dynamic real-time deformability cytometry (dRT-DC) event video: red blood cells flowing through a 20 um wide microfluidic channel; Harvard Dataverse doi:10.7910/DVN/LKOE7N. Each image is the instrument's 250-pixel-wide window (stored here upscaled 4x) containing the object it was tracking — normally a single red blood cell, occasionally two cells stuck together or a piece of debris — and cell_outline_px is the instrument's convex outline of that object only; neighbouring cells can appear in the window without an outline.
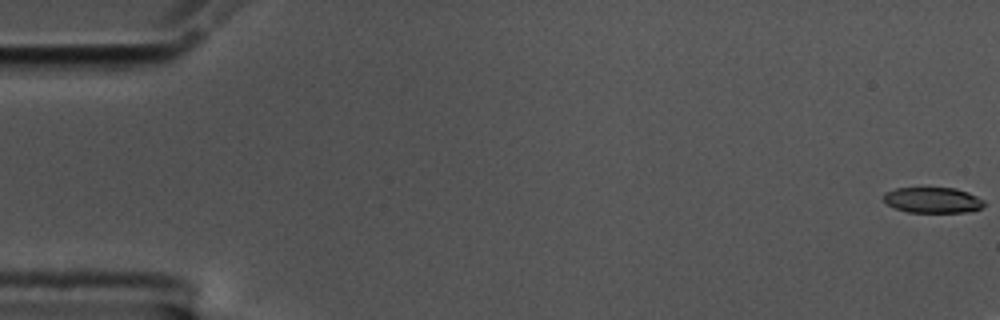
{"species": "common noctule bat (a hibernating species)", "species_latin": "Nyctalus noctula", "temperature_condition": "cold", "stored_images_in_passage": 18, "camera_frame_rate_fps": 3000, "um_per_image_px": 0.085, "animal": {"sex": "male", "body_mass_g": 17.5, "forearm_length_mm": 52.3}, "frame": {"image": 1, "passage_image": 1, "time_ms": 0.0, "image_size_px": [1000, 320], "cell_outline_px": [[984, 204], [980, 208], [964, 212], [908, 212], [896, 208], [888, 204], [884, 200], [884, 192], [896, 188], [956, 188], [968, 192], [984, 200]], "centroid_in_image_um": [79.27, 17.0], "position_along_channel_um": 5.7, "area_um2": 14.85}}